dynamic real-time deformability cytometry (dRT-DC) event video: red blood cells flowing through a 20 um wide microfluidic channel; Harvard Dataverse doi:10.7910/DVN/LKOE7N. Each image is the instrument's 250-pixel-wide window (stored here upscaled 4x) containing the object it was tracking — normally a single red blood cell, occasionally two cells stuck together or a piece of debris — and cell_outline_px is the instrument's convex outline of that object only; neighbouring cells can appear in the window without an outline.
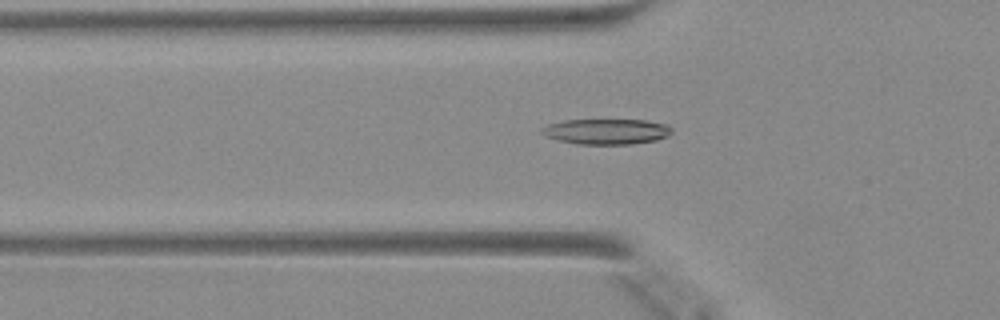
{"species": "Egyptian fruit bat (a non-hibernating species)", "species_latin": "Rousettus aegyptiacus", "temperature_condition": "warm", "stored_images_in_passage": 44, "camera_frame_rate_fps": 3000, "um_per_image_px": 0.085, "animal": {"sex": "female"}, "frame": {"image": 1, "passage_image": 12, "time_ms": 3.667, "image_size_px": [1000, 320], "cell_outline_px": [[672, 132], [668, 136], [656, 140], [632, 144], [576, 144], [560, 140], [548, 136], [540, 132], [540, 128], [548, 124], [564, 120], [648, 120], [668, 124], [672, 128]], "centroid_in_image_um": [51.58, 11.17], "position_along_channel_um": 74.2, "area_um2": 19.36}}
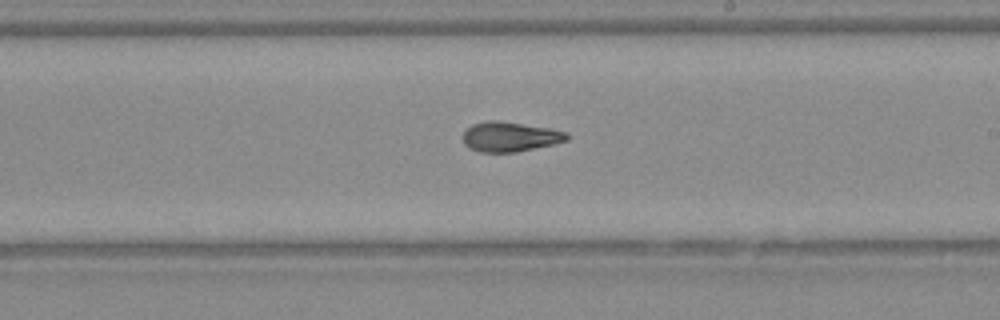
{"frame": {"image": 2, "passage_image": 24, "time_ms": 7.667, "image_size_px": [1000, 320], "cell_outline_px": [[568, 140], [552, 144], [516, 152], [480, 152], [468, 148], [464, 144], [460, 136], [472, 124], [488, 120], [496, 120], [548, 128], [568, 132]], "centroid_in_image_um": [43.29, 11.62], "position_along_channel_um": 245.7, "area_um2": 18.03}}
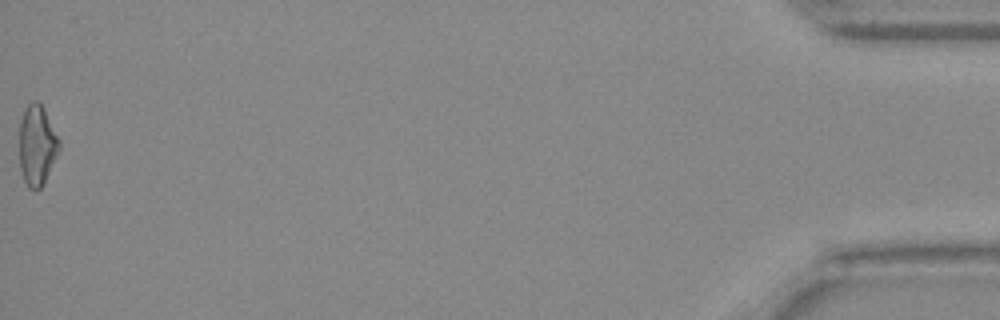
{"frame": {"image": 3, "passage_image": 44, "time_ms": 14.333, "image_size_px": [1000, 320], "cell_outline_px": [[60, 148], [40, 188], [28, 188], [24, 180], [20, 168], [20, 120], [24, 108], [32, 100], [36, 100], [44, 108], [60, 140]], "centroid_in_image_um": [3.13, 12.28], "position_along_channel_um": 432.1, "area_um2": 18.38}}